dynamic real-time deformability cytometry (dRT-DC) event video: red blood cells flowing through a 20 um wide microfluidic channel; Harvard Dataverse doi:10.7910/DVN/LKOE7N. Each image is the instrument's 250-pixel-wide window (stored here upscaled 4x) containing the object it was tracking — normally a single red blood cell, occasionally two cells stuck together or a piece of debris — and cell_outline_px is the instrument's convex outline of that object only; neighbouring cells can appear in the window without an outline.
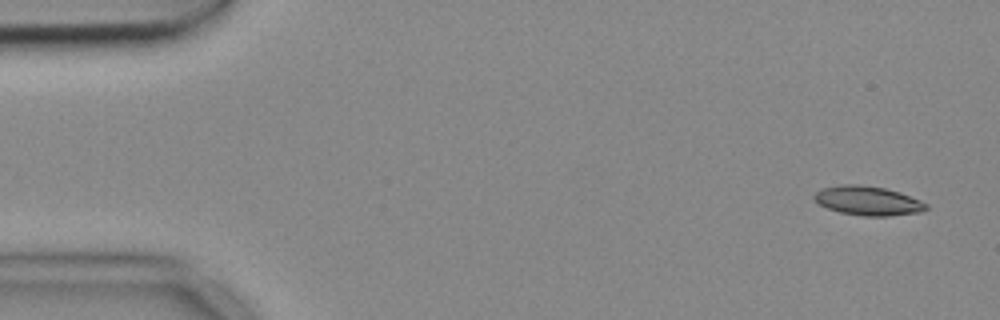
{"species": "common noctule bat (a hibernating species)", "species_latin": "Nyctalus noctula", "temperature_condition": "cold", "stored_images_in_passage": 4, "camera_frame_rate_fps": 3000, "um_per_image_px": 0.085, "animal": {"sex": "female", "body_mass_g": 18.4}, "frame": {"image": 1, "passage_image": 1, "time_ms": 0.0, "image_size_px": [1000, 320], "cell_outline_px": [[928, 208], [920, 212], [888, 216], [864, 216], [840, 212], [828, 208], [820, 204], [812, 196], [820, 188], [840, 184], [856, 184], [884, 188], [900, 192], [920, 200], [928, 204]], "centroid_in_image_um": [73.77, 17.05], "position_along_channel_um": 11.2, "area_um2": 19.02}}
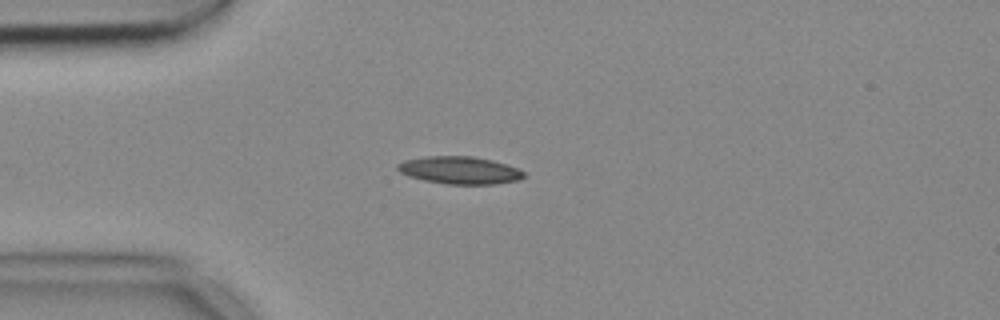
{"frame": {"image": 2, "passage_image": 4, "time_ms": 1.0, "image_size_px": [1000, 320], "cell_outline_px": [[524, 176], [520, 180], [496, 184], [444, 184], [424, 180], [408, 176], [400, 172], [396, 168], [396, 164], [404, 160], [424, 156], [472, 156], [492, 160], [516, 168], [524, 172]], "centroid_in_image_um": [39.03, 14.47], "position_along_channel_um": 46.0, "area_um2": 20.29}}